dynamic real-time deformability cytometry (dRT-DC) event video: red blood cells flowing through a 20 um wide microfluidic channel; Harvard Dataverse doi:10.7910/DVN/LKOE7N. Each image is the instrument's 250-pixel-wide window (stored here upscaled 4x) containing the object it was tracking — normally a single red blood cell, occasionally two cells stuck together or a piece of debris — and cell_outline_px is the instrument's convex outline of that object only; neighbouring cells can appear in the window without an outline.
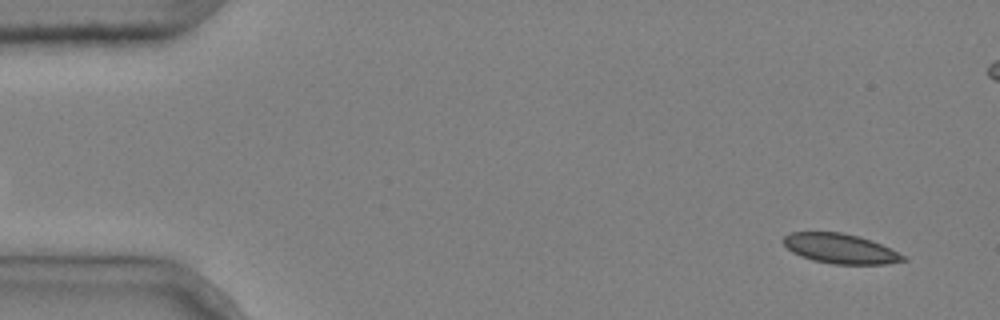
{"species": "common noctule bat (a hibernating species)", "species_latin": "Nyctalus noctula", "temperature_condition": "cold", "stored_images_in_passage": 2, "camera_frame_rate_fps": 3000, "um_per_image_px": 0.085, "animal": {"sex": "male", "body_mass_g": 20.4}, "frame": {"image": 1, "passage_image": 2, "time_ms": 0.333, "image_size_px": [1000, 320], "cell_outline_px": [[908, 260], [888, 264], [832, 264], [812, 260], [800, 256], [792, 252], [784, 244], [784, 236], [792, 232], [840, 232], [860, 236], [872, 240], [904, 256]], "centroid_in_image_um": [71.42, 21.13], "position_along_channel_um": 13.6, "area_um2": 20.69}}